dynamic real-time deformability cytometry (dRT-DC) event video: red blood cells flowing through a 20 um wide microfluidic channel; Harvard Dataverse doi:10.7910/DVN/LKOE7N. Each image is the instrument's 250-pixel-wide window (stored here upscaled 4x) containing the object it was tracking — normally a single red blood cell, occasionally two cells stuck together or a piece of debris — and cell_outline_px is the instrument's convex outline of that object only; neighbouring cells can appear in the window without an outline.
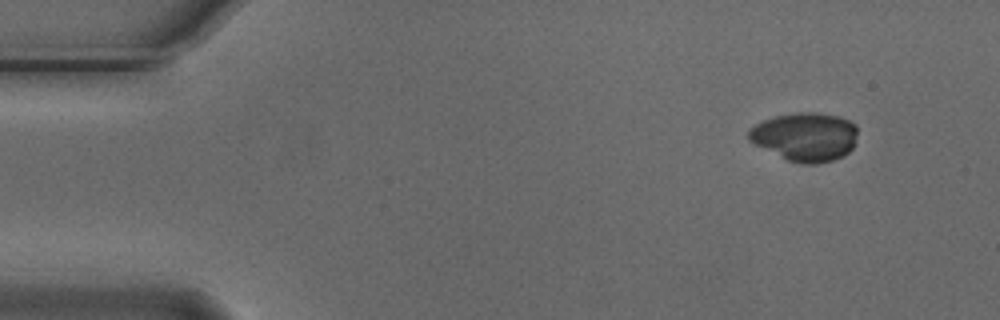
{"species": "Egyptian fruit bat (a non-hibernating species)", "species_latin": "Rousettus aegyptiacus", "temperature_condition": "cold", "stored_images_in_passage": 3, "camera_frame_rate_fps": 3000, "um_per_image_px": 0.085, "animal": {"sex": "male"}, "frame": {"image": 1, "passage_image": 1, "time_ms": 0.0, "image_size_px": [1000, 320], "cell_outline_px": [[856, 136], [852, 148], [844, 156], [832, 160], [816, 164], [804, 164], [788, 160], [748, 140], [748, 132], [756, 124], [764, 120], [776, 116], [796, 112], [816, 112], [840, 116], [856, 124]], "centroid_in_image_um": [68.47, 11.61], "position_along_channel_um": 16.5, "area_um2": 30.63}}
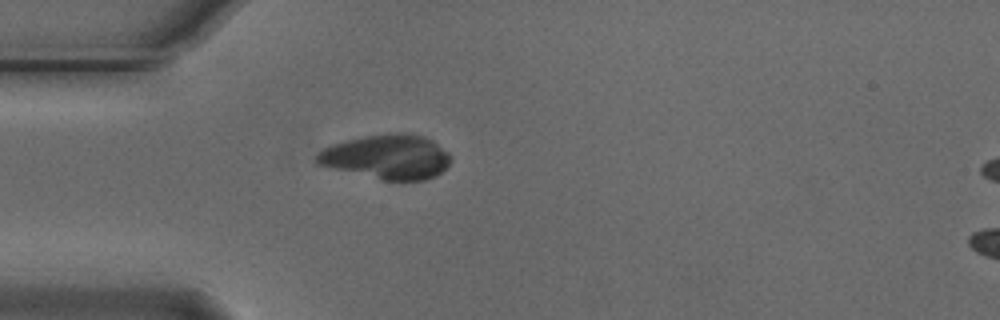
{"frame": {"image": 2, "passage_image": 3, "time_ms": 0.667, "image_size_px": [1000, 320], "cell_outline_px": [[452, 160], [436, 176], [424, 180], [384, 180], [316, 164], [316, 156], [324, 148], [332, 144], [364, 136], [392, 132], [400, 132], [424, 136], [432, 140], [448, 152]], "centroid_in_image_um": [32.92, 13.32], "position_along_channel_um": 52.1, "area_um2": 34.45}}